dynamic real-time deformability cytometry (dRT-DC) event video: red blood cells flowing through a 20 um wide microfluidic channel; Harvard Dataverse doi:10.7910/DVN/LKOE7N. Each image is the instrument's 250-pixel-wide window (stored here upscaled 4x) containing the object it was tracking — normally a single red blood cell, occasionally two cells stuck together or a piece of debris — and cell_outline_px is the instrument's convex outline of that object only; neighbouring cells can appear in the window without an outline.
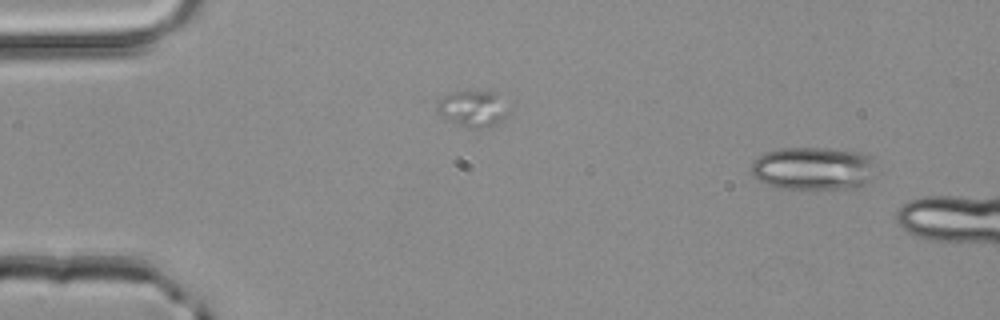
{"species": "common noctule bat (a hibernating species)", "species_latin": "Nyctalus noctula", "temperature_condition": "room temperature", "stored_images_in_passage": 2, "camera_frame_rate_fps": 3000, "um_per_image_px": 0.085, "animal": {"sex": "male", "body_mass_g": 20.4}, "frame": {"image": 1, "passage_image": 1, "time_ms": 0.0, "image_size_px": [1000, 320], "cell_outline_px": [[876, 176], [864, 184], [852, 188], [780, 188], [756, 180], [748, 172], [752, 160], [764, 152], [780, 148], [828, 148], [860, 152], [872, 156]], "centroid_in_image_um": [69.1, 14.3], "position_along_channel_um": 15.9, "area_um2": 31.79}}